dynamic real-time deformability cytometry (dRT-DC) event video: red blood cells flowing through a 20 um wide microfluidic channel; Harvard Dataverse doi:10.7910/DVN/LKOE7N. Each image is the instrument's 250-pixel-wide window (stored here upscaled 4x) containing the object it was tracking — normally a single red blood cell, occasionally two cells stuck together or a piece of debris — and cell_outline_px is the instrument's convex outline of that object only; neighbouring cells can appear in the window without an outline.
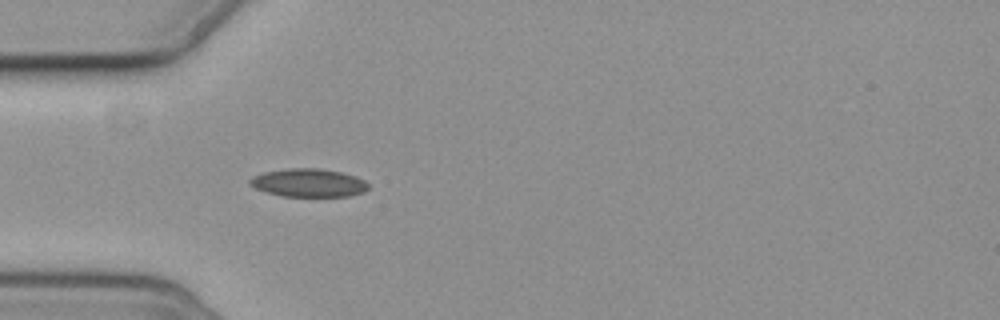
{"species": "common noctule bat (a hibernating species)", "species_latin": "Nyctalus noctula", "temperature_condition": "cold", "stored_images_in_passage": 3, "camera_frame_rate_fps": 3000, "um_per_image_px": 0.085, "animal": {"sex": "female", "body_mass_g": 19.3, "forearm_length_mm": 54.1}, "frame": {"image": 1, "passage_image": 3, "time_ms": 3.0, "image_size_px": [1000, 320], "cell_outline_px": [[368, 188], [364, 192], [348, 196], [280, 196], [256, 188], [248, 184], [248, 180], [252, 176], [264, 172], [288, 168], [320, 168], [340, 172], [356, 176], [364, 180], [368, 184]], "centroid_in_image_um": [26.21, 15.53], "position_along_channel_um": 58.8, "area_um2": 19.48}}